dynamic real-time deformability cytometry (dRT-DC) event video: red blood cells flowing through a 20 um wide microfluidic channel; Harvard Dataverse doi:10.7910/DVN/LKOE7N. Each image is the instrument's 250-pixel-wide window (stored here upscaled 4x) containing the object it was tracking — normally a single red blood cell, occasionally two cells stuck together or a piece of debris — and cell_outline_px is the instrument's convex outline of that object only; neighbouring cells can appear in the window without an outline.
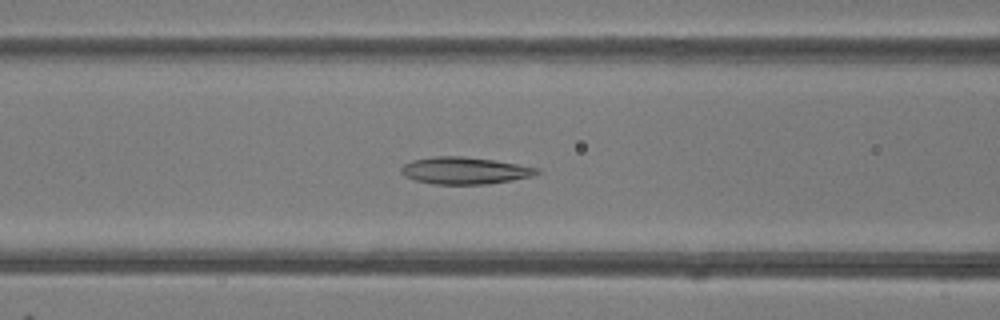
{"species": "common noctule bat (a hibernating species)", "species_latin": "Nyctalus noctula", "temperature_condition": "room temperature", "stored_images_in_passage": 49, "camera_frame_rate_fps": 3000, "um_per_image_px": 0.085, "animal": {"sex": "female"}, "frame": {"image": 1, "passage_image": 20, "time_ms": 6.333, "image_size_px": [1000, 320], "cell_outline_px": [[540, 172], [532, 176], [512, 180], [488, 184], [432, 184], [416, 180], [404, 176], [400, 172], [400, 168], [404, 164], [412, 160], [432, 156], [464, 156], [492, 160], [540, 168]], "centroid_in_image_um": [39.47, 14.5], "position_along_channel_um": 127.1, "area_um2": 21.39}}
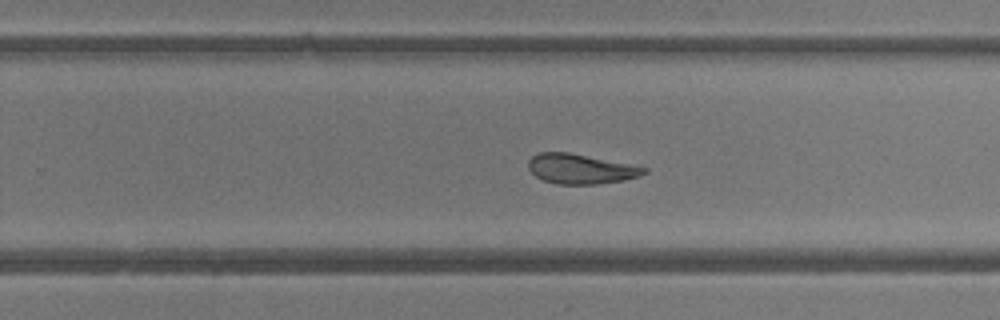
{"frame": {"image": 2, "passage_image": 31, "time_ms": 10.0, "image_size_px": [1000, 320], "cell_outline_px": [[648, 172], [640, 176], [624, 180], [596, 184], [556, 184], [544, 180], [536, 176], [528, 168], [528, 160], [532, 156], [540, 152], [568, 152], [648, 168]], "centroid_in_image_um": [49.34, 14.36], "position_along_channel_um": 280.5, "area_um2": 19.94}}
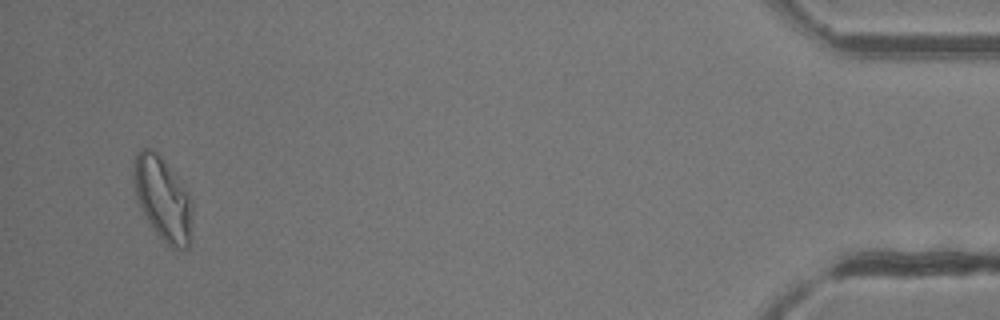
{"frame": {"image": 3, "passage_image": 47, "time_ms": 15.333, "image_size_px": [1000, 320], "cell_outline_px": [[192, 212], [188, 248], [172, 248], [156, 232], [144, 216], [136, 196], [132, 176], [132, 160], [136, 152], [140, 148], [148, 148], [156, 152], [164, 160], [188, 188], [192, 200]], "centroid_in_image_um": [13.82, 16.81], "position_along_channel_um": 421.4, "area_um2": 28.9}, "authors_computed_cell_mechanics": {"area_um2": 23.409, "velocity_mm_per_s": 4.184, "shape_relaxation_time_tau1_ms": 3.8394, "shape_relaxation_time_tau2_ms": 1.9622, "deformation_change_tau1": 0.1454, "deformation_change_tau2": 0.1026}}